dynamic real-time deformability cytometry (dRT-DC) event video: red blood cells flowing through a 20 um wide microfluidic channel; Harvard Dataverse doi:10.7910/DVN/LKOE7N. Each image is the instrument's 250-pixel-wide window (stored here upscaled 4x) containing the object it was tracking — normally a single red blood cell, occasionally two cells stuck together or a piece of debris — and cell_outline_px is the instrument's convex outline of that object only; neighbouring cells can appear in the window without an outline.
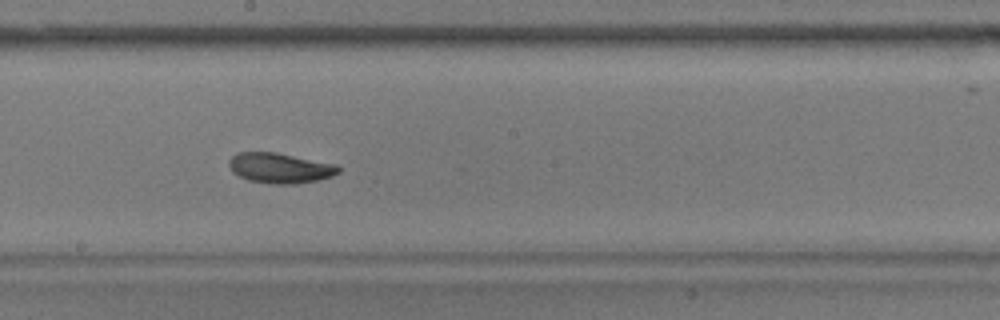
{"species": "common noctule bat (a hibernating species)", "species_latin": "Nyctalus noctula", "temperature_condition": "warm", "stored_images_in_passage": 50, "camera_frame_rate_fps": 3000, "um_per_image_px": 0.085, "animal": {"sex": "male", "body_mass_g": 17.9}, "frame": {"image": 1, "passage_image": 24, "time_ms": 7.667, "image_size_px": [1000, 320], "cell_outline_px": [[340, 172], [332, 176], [320, 180], [296, 184], [272, 184], [248, 180], [232, 172], [228, 164], [228, 160], [236, 152], [276, 152], [336, 164], [340, 168]], "centroid_in_image_um": [23.8, 14.28], "position_along_channel_um": 224.4, "area_um2": 19.48}}
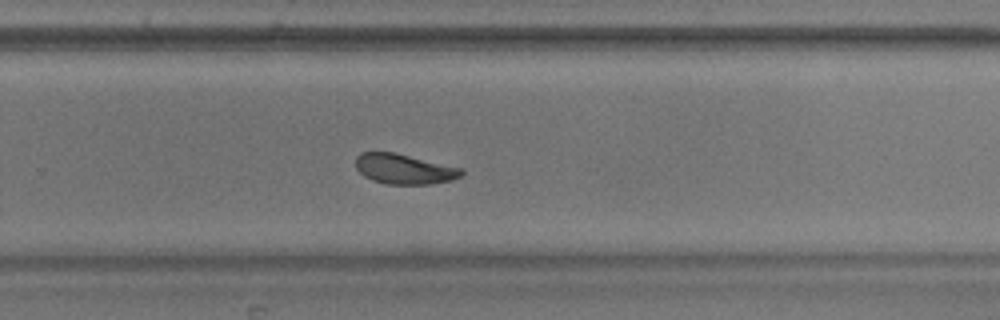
{"frame": {"image": 2, "passage_image": 30, "time_ms": 9.667, "image_size_px": [1000, 320], "cell_outline_px": [[464, 172], [460, 176], [452, 180], [432, 184], [388, 184], [372, 180], [364, 176], [356, 168], [356, 156], [360, 152], [396, 152], [464, 168]], "centroid_in_image_um": [34.38, 14.35], "position_along_channel_um": 295.4, "area_um2": 18.79}}
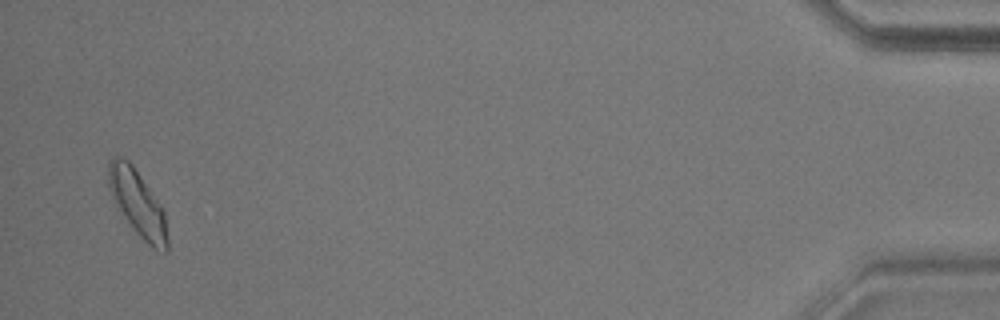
{"frame": {"image": 3, "passage_image": 48, "time_ms": 15.667, "image_size_px": [1000, 320], "cell_outline_px": [[168, 252], [164, 252], [152, 248], [136, 232], [124, 216], [116, 204], [112, 196], [108, 184], [108, 164], [112, 156], [120, 156], [128, 160], [132, 164], [160, 204], [164, 212], [168, 240]], "centroid_in_image_um": [11.7, 17.27], "position_along_channel_um": 423.5, "area_um2": 22.31}, "authors_computed_cell_mechanics": {"area_um2": 19.4497, "velocity_mm_per_s": 3.5665, "shape_relaxation_time_tau1_ms": 3.3282, "shape_relaxation_time_tau2_ms": 2.7774, "deformation_change_tau1": 0.1321, "deformation_change_tau2": 0.0701}}